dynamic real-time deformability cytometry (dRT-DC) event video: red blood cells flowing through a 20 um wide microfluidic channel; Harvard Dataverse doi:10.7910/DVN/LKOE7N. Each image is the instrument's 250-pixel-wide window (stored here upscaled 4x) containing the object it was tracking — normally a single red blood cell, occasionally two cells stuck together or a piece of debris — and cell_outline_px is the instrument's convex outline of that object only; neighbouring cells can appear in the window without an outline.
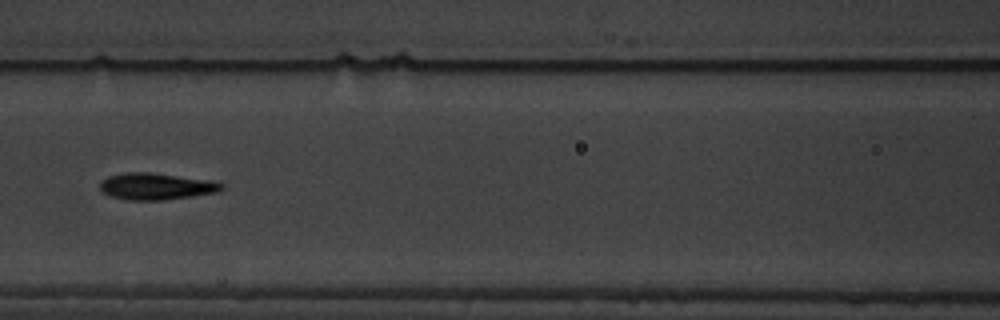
{"species": "common noctule bat (a hibernating species)", "species_latin": "Nyctalus noctula", "temperature_condition": "warm", "stored_images_in_passage": 16, "camera_frame_rate_fps": 3000, "um_per_image_px": 0.085, "animal": {"sex": "male", "body_mass_g": 19.5, "forearm_length_mm": 54.6}, "frame": {"image": 1, "passage_image": 7, "time_ms": 9.0, "image_size_px": [1000, 320], "cell_outline_px": [[224, 188], [216, 192], [192, 196], [160, 200], [128, 200], [112, 196], [104, 192], [100, 188], [100, 180], [108, 176], [124, 172], [148, 172], [212, 180], [224, 184]], "centroid_in_image_um": [13.27, 15.83], "position_along_channel_um": 153.3, "area_um2": 18.84}}
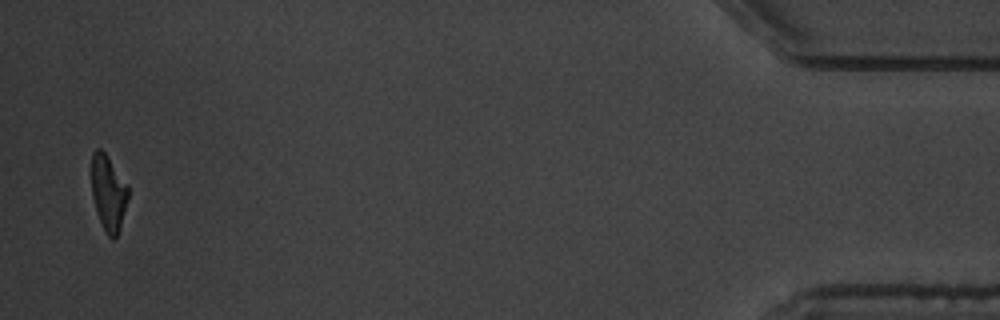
{"frame": {"image": 2, "passage_image": 16, "time_ms": 19.333, "image_size_px": [1000, 320], "cell_outline_px": [[128, 200], [120, 228], [116, 236], [112, 240], [108, 236], [100, 220], [92, 196], [92, 152], [96, 148], [100, 148], [104, 152], [128, 184]], "centroid_in_image_um": [9.23, 16.38], "position_along_channel_um": 426.0, "area_um2": 15.95}, "authors_computed_cell_mechanics": {"area_um2": 18.1781, "velocity_mm_per_s": 3.4214, "shape_relaxation_time_tau1_ms": 3.2192, "shape_relaxation_time_tau2_ms": 2.1865, "deformation_change_tau1": 0.1385, "deformation_change_tau2": 0.0602}}